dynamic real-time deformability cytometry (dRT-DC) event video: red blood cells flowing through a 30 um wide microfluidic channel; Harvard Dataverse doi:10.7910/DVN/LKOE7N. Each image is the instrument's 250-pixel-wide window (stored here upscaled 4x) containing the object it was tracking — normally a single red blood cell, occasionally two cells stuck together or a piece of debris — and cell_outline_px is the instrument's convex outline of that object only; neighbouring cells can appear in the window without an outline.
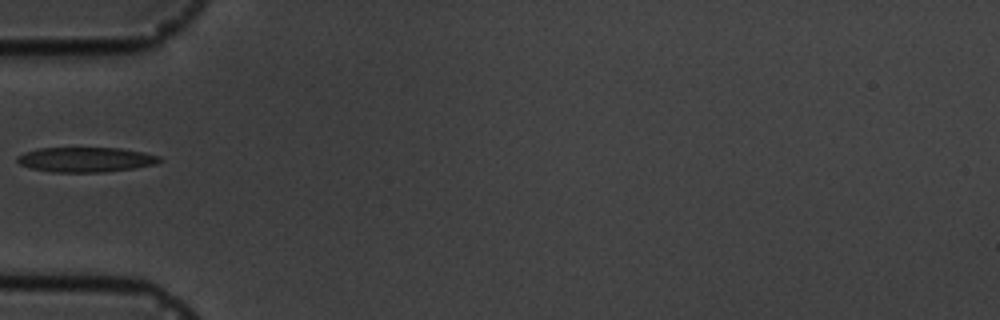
{"species": "common noctule bat (a hibernating species)", "species_latin": "Nyctalus noctula", "temperature_condition": "cold", "stored_images_in_passage": 3, "camera_frame_rate_fps": 3000, "um_per_image_px": 0.085, "animal": {"sex": "male", "body_mass_g": 19.5, "forearm_length_mm": 54.6}, "frame": {"image": 1, "passage_image": 2, "time_ms": 1.333, "image_size_px": [1000, 320], "cell_outline_px": [[164, 160], [156, 164], [136, 168], [104, 172], [52, 172], [32, 168], [20, 164], [16, 160], [16, 156], [24, 152], [40, 148], [120, 148], [144, 152], [160, 156]], "centroid_in_image_um": [7.33, 13.56], "position_along_channel_um": 77.7, "area_um2": 20.75}}
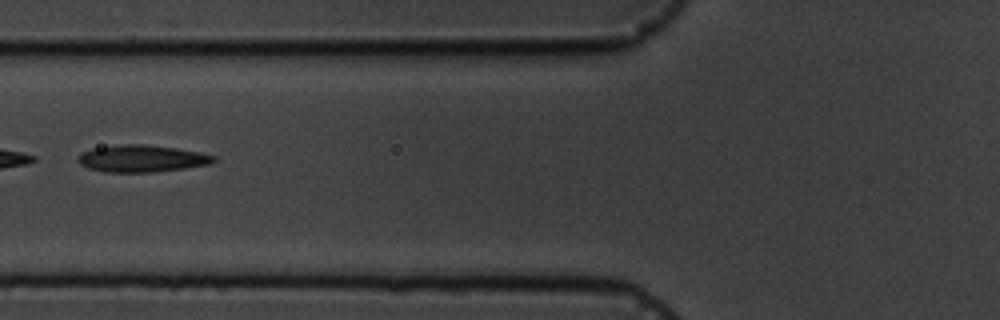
{"frame": {"image": 2, "passage_image": 3, "time_ms": 2.333, "image_size_px": [1000, 320], "cell_outline_px": [[216, 160], [212, 164], [184, 168], [152, 172], [108, 172], [88, 168], [80, 164], [76, 160], [84, 152], [92, 148], [120, 144], [144, 144], [176, 148], [200, 152], [216, 156]], "centroid_in_image_um": [12.08, 13.47], "position_along_channel_um": 113.7, "area_um2": 21.33}}